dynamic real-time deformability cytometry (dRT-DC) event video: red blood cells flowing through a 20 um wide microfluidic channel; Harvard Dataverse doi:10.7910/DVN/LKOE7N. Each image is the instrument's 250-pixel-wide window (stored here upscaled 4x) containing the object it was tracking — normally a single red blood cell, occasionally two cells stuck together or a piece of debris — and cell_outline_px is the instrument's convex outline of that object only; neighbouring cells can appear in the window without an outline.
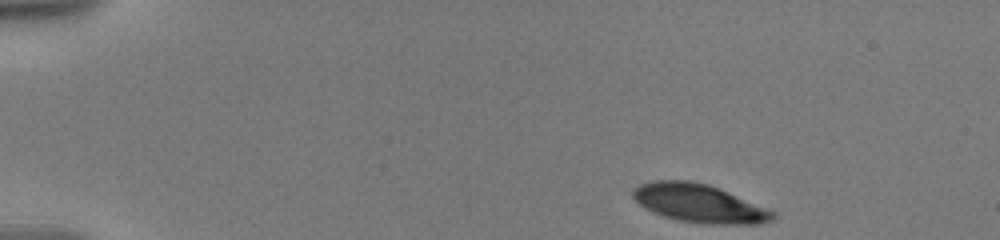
{"species": "human", "species_latin": "Homo sapiens", "temperature_condition": "warm", "stored_images_in_passage": 22, "camera_frame_rate_fps": 3000, "um_per_image_px": 0.085, "donor": {"sex": "male"}, "frame": {"image": 1, "passage_image": 1, "time_ms": 0.0, "image_size_px": [1000, 240], "cell_outline_px": [[776, 216], [772, 220], [760, 224], [708, 224], [680, 220], [664, 216], [652, 212], [644, 208], [632, 196], [632, 188], [640, 184], [656, 180], [688, 180], [708, 184], [772, 208], [776, 212]], "centroid_in_image_um": [59.49, 17.28], "position_along_channel_um": 25.5, "area_um2": 31.62}}
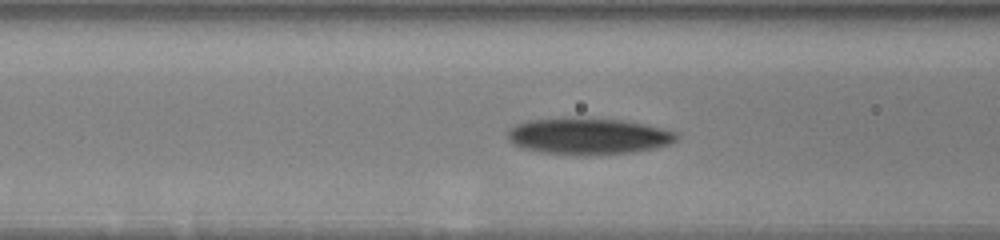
{"frame": {"image": 2, "passage_image": 13, "time_ms": 5.333, "image_size_px": [1000, 240], "cell_outline_px": [[680, 136], [672, 144], [632, 152], [592, 156], [580, 156], [540, 152], [524, 148], [512, 144], [508, 140], [508, 132], [516, 124], [528, 120], [576, 116], [624, 120], [644, 124], [680, 132]], "centroid_in_image_um": [50.03, 11.57], "position_along_channel_um": 116.6, "area_um2": 36.76}}
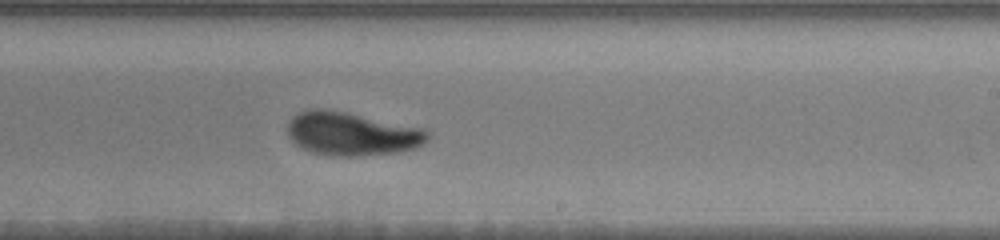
{"frame": {"image": 3, "passage_image": 22, "time_ms": 9.333, "image_size_px": [1000, 240], "cell_outline_px": [[428, 140], [424, 144], [416, 148], [396, 152], [356, 156], [328, 156], [308, 152], [296, 144], [288, 136], [288, 120], [292, 116], [308, 108], [324, 108], [424, 128], [428, 132]], "centroid_in_image_um": [29.86, 11.38], "position_along_channel_um": 259.1, "area_um2": 35.6}}